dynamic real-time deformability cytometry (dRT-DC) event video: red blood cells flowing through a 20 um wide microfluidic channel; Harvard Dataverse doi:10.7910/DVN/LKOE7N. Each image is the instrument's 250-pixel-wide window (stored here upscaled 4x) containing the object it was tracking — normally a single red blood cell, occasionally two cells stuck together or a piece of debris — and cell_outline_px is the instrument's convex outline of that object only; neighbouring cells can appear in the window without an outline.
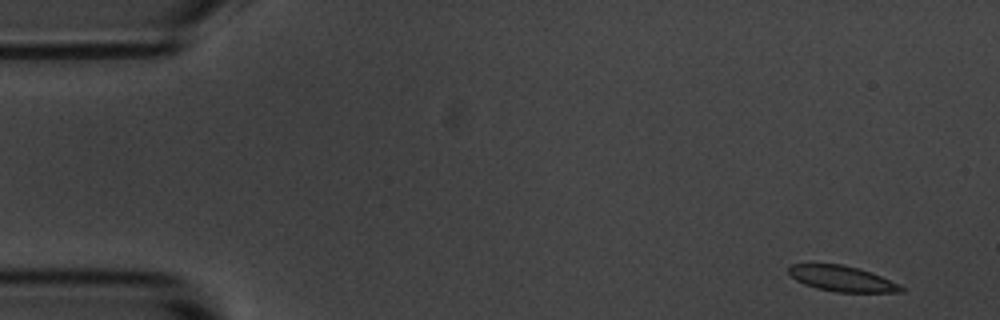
{"species": "common noctule bat (a hibernating species)", "species_latin": "Nyctalus noctula", "temperature_condition": "room temperature", "stored_images_in_passage": 5, "camera_frame_rate_fps": 3000, "um_per_image_px": 0.085, "animal": {"sex": "male", "body_mass_g": 20.1, "forearm_length_mm": 53.5}, "frame": {"image": 1, "passage_image": 1, "time_ms": 0.0, "image_size_px": [1000, 320], "cell_outline_px": [[904, 292], [836, 292], [816, 288], [804, 284], [796, 280], [788, 272], [788, 268], [792, 264], [840, 264], [856, 268], [880, 276], [904, 288]], "centroid_in_image_um": [71.51, 23.69], "position_along_channel_um": 13.5, "area_um2": 16.36}}
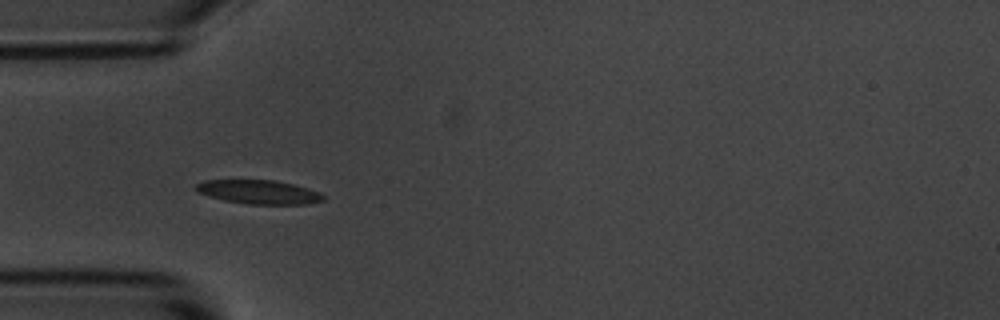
{"frame": {"image": 2, "passage_image": 4, "time_ms": 4.333, "image_size_px": [1000, 320], "cell_outline_px": [[324, 200], [308, 204], [248, 204], [224, 200], [208, 196], [196, 192], [192, 188], [196, 184], [204, 180], [272, 180], [292, 184], [308, 188], [320, 192], [324, 196]], "centroid_in_image_um": [21.95, 16.32], "position_along_channel_um": 63.0, "area_um2": 17.8}}